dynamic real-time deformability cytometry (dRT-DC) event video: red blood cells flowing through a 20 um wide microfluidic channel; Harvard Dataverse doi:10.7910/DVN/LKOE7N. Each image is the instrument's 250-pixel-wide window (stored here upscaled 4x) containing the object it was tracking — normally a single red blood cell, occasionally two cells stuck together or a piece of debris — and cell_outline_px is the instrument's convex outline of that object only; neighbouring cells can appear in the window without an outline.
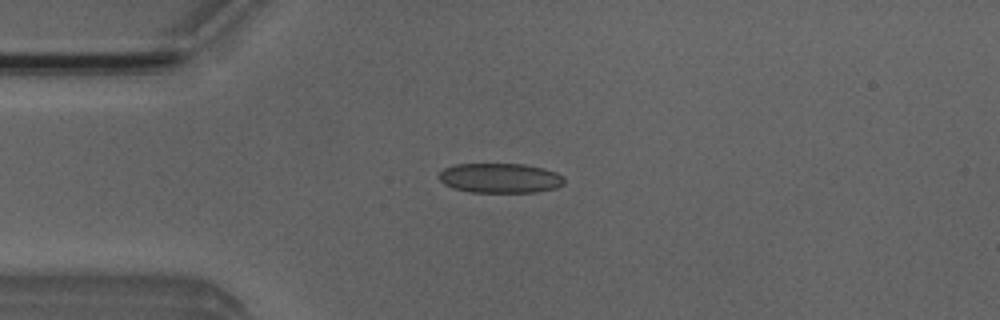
{"species": "Egyptian fruit bat (a non-hibernating species)", "species_latin": "Rousettus aegyptiacus", "temperature_condition": "room temperature", "stored_images_in_passage": 5, "camera_frame_rate_fps": 3000, "um_per_image_px": 0.085, "animal": {"sex": "male"}, "frame": {"image": 1, "passage_image": 4, "time_ms": 3.667, "image_size_px": [1000, 320], "cell_outline_px": [[564, 184], [556, 188], [536, 192], [468, 192], [452, 188], [444, 184], [436, 176], [444, 168], [452, 164], [524, 164], [544, 168], [556, 172], [564, 176]], "centroid_in_image_um": [42.49, 15.13], "position_along_channel_um": 42.5, "area_um2": 22.02}}